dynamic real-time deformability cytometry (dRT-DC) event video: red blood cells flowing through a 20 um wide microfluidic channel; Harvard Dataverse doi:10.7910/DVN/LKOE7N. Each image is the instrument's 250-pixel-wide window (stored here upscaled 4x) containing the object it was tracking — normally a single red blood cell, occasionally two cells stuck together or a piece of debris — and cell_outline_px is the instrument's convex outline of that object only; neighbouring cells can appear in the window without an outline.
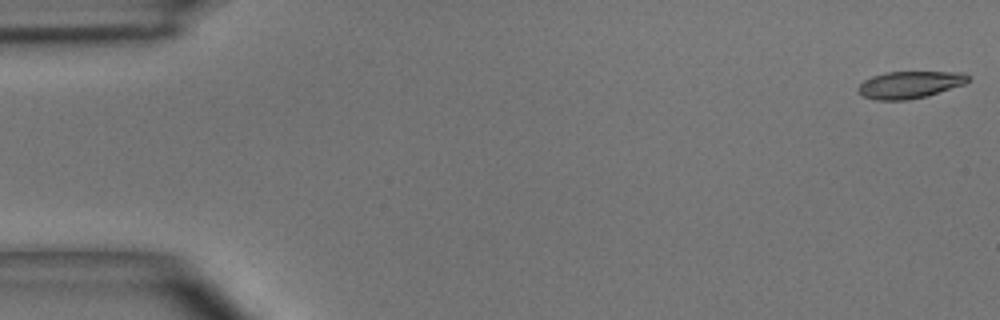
{"species": "common noctule bat (a hibernating species)", "species_latin": "Nyctalus noctula", "temperature_condition": "room temperature", "stored_images_in_passage": 49, "camera_frame_rate_fps": 3000, "um_per_image_px": 0.085, "animal": {"sex": "male", "body_mass_g": 15.6}, "frame": {"image": 1, "passage_image": 1, "time_ms": 0.0, "image_size_px": [1000, 320], "cell_outline_px": [[968, 80], [964, 84], [924, 96], [908, 100], [876, 100], [864, 96], [856, 88], [864, 80], [872, 76], [884, 72], [964, 72], [968, 76]], "centroid_in_image_um": [77.29, 7.19], "position_along_channel_um": 7.7, "area_um2": 17.11}}
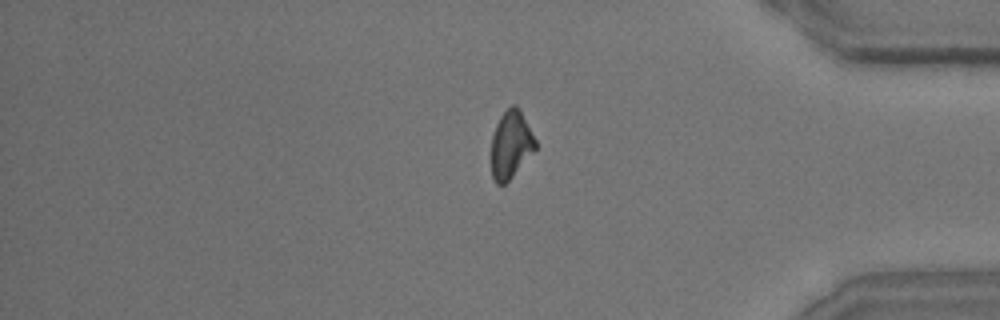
{"frame": {"image": 2, "passage_image": 41, "time_ms": 13.333, "image_size_px": [1000, 320], "cell_outline_px": [[536, 148], [512, 176], [504, 184], [496, 184], [492, 176], [492, 136], [496, 124], [500, 116], [512, 104], [516, 104], [536, 140]], "centroid_in_image_um": [43.41, 12.28], "position_along_channel_um": 391.8, "area_um2": 16.94}}
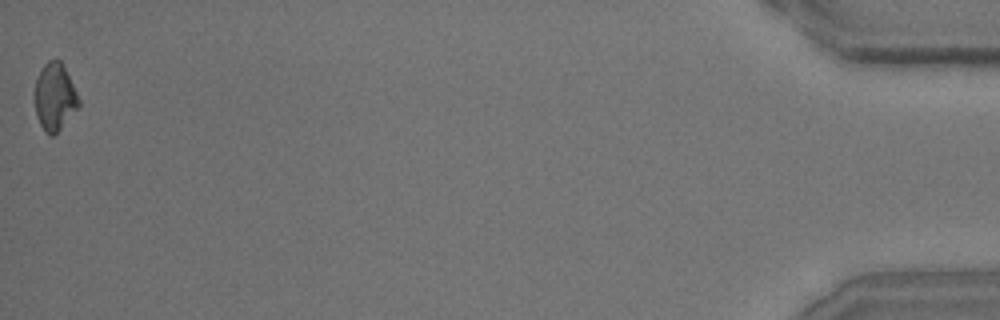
{"frame": {"image": 3, "passage_image": 49, "time_ms": 16.0, "image_size_px": [1000, 320], "cell_outline_px": [[80, 104], [60, 128], [52, 136], [48, 136], [44, 132], [36, 116], [36, 80], [44, 64], [48, 60], [60, 60], [80, 100]], "centroid_in_image_um": [4.64, 8.26], "position_along_channel_um": 430.6, "area_um2": 16.65}, "authors_computed_cell_mechanics": {"area_um2": 18.207, "velocity_mm_per_s": 4.0622, "shape_relaxation_time_tau1_ms": 7.2716, "shape_relaxation_time_tau2_ms": null, "deformation_change_tau1": 0.1917, "deformation_change_tau2": null}}